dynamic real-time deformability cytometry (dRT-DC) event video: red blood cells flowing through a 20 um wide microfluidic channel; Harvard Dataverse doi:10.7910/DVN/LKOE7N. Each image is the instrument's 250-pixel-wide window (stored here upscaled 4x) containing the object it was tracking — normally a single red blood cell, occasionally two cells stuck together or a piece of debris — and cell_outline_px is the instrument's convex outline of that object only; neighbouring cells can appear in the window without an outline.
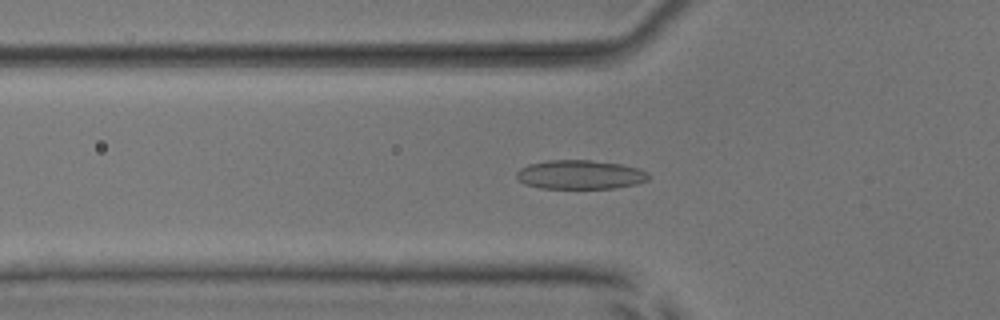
{"species": "common noctule bat (a hibernating species)", "species_latin": "Nyctalus noctula", "temperature_condition": "room temperature", "stored_images_in_passage": 53, "camera_frame_rate_fps": 3000, "um_per_image_px": 0.085, "animal": {"sex": "male", "body_mass_g": 17.9, "forearm_length_mm": 54.2}, "frame": {"image": 1, "passage_image": 18, "time_ms": 5.667, "image_size_px": [1000, 320], "cell_outline_px": [[652, 176], [648, 180], [636, 184], [616, 188], [540, 188], [524, 184], [516, 176], [516, 172], [520, 168], [528, 164], [548, 160], [592, 160], [620, 164], [636, 168], [648, 172]], "centroid_in_image_um": [49.32, 14.84], "position_along_channel_um": 76.5, "area_um2": 22.43}}
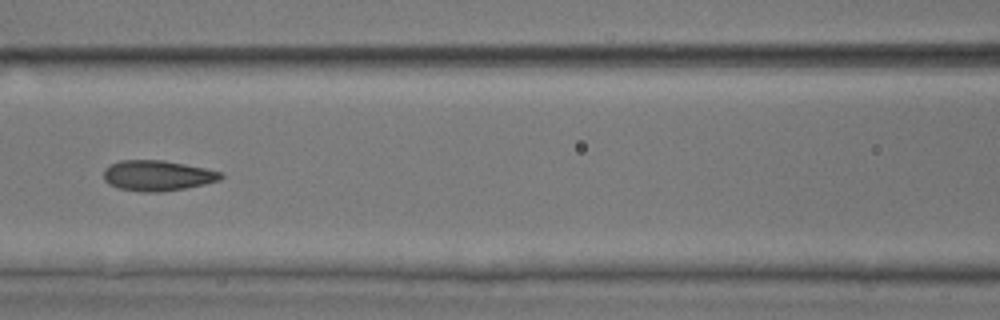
{"frame": {"image": 2, "passage_image": 24, "time_ms": 7.667, "image_size_px": [1000, 320], "cell_outline_px": [[224, 176], [220, 180], [204, 184], [184, 188], [160, 192], [140, 192], [120, 188], [108, 184], [104, 180], [104, 168], [120, 160], [164, 160], [204, 168], [220, 172]], "centroid_in_image_um": [13.36, 14.92], "position_along_channel_um": 153.2, "area_um2": 20.69}}
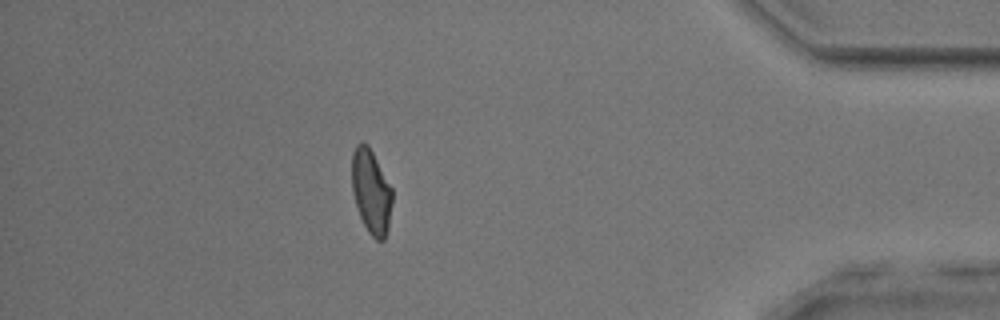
{"frame": {"image": 3, "passage_image": 47, "time_ms": 15.333, "image_size_px": [1000, 320], "cell_outline_px": [[392, 204], [388, 228], [384, 240], [376, 240], [368, 232], [360, 216], [352, 192], [352, 152], [356, 144], [360, 140], [364, 140], [368, 144], [392, 188]], "centroid_in_image_um": [31.54, 16.24], "position_along_channel_um": 403.7, "area_um2": 19.94}, "authors_computed_cell_mechanics": {"area_um2": 20.6924, "velocity_mm_per_s": 3.8135, "shape_relaxation_time_tau1_ms": 4.4818, "shape_relaxation_time_tau2_ms": 1.4411, "deformation_change_tau1": 0.146, "deformation_change_tau2": 0.0648}}